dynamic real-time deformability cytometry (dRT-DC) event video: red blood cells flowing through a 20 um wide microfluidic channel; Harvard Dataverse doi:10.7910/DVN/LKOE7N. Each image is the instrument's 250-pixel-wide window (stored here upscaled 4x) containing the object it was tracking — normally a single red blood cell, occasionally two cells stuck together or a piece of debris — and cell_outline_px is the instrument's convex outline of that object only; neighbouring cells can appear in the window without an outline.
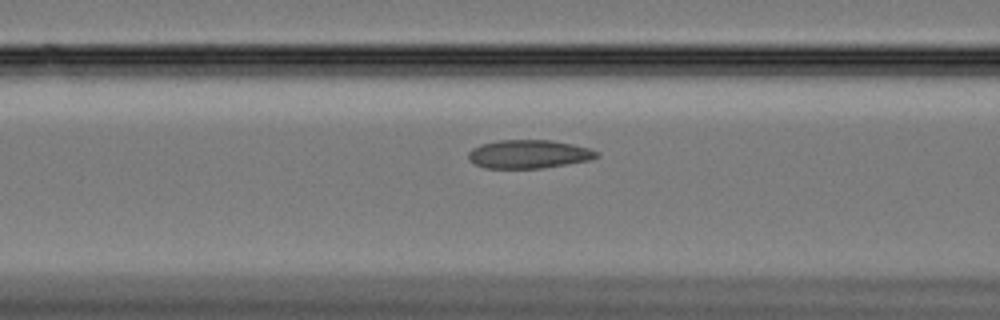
{"species": "Egyptian fruit bat (a non-hibernating species)", "species_latin": "Rousettus aegyptiacus", "temperature_condition": "cold", "stored_images_in_passage": 42, "camera_frame_rate_fps": 3000, "um_per_image_px": 0.085, "animal": {"sex": "female"}, "frame": {"image": 1, "passage_image": 6, "time_ms": 1.667, "image_size_px": [1000, 320], "cell_outline_px": [[600, 156], [588, 160], [544, 168], [484, 168], [468, 160], [468, 152], [472, 148], [480, 144], [500, 140], [552, 140], [572, 144], [588, 148], [600, 152]], "centroid_in_image_um": [44.93, 13.1], "position_along_channel_um": 121.7, "area_um2": 21.33}}
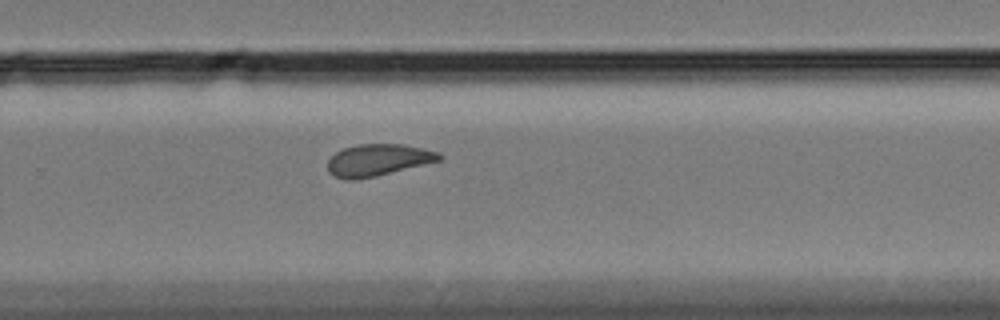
{"frame": {"image": 2, "passage_image": 22, "time_ms": 7.0, "image_size_px": [1000, 320], "cell_outline_px": [[444, 156], [440, 160], [376, 176], [356, 180], [348, 180], [332, 176], [328, 172], [328, 160], [336, 152], [344, 148], [356, 144], [404, 144], [424, 148], [440, 152]], "centroid_in_image_um": [32.12, 13.6], "position_along_channel_um": 297.7, "area_um2": 20.81}}
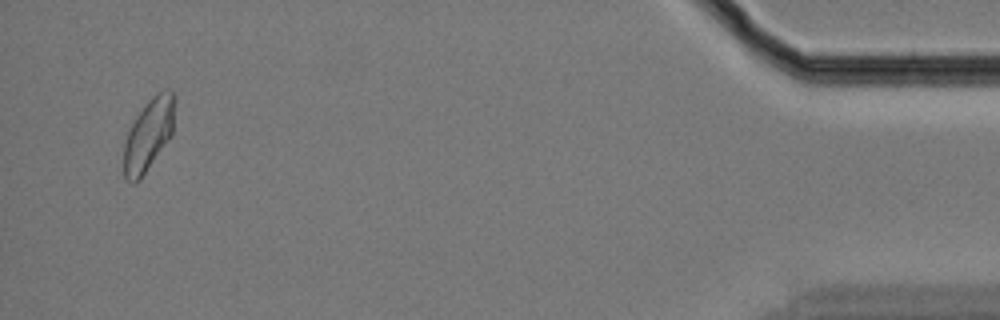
{"frame": {"image": 3, "passage_image": 40, "time_ms": 13.0, "image_size_px": [1000, 320], "cell_outline_px": [[176, 100], [172, 136], [140, 180], [132, 184], [124, 176], [124, 144], [128, 132], [136, 116], [144, 104], [156, 92], [164, 88], [172, 88], [176, 96]], "centroid_in_image_um": [12.68, 11.38], "position_along_channel_um": 422.5, "area_um2": 21.91}, "authors_computed_cell_mechanics": {"area_um2": 21.097, "velocity_mm_per_s": 3.3112, "shape_relaxation_time_tau1_ms": null, "shape_relaxation_time_tau2_ms": 2.7029, "deformation_change_tau1": null, "deformation_change_tau2": 0.0903}}